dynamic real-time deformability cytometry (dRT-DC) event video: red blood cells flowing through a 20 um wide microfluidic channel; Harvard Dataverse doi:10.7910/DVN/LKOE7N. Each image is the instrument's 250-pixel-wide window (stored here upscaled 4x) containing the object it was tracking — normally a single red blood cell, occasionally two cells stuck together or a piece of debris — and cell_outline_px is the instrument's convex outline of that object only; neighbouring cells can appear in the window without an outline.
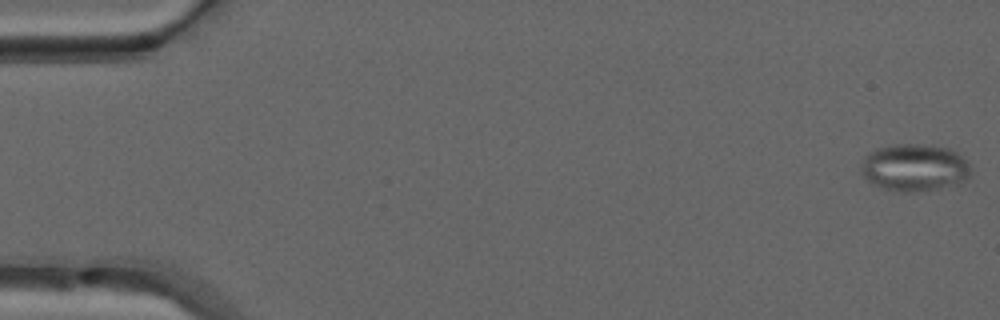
{"species": "common noctule bat (a hibernating species)", "species_latin": "Nyctalus noctula", "temperature_condition": "warm", "stored_images_in_passage": 51, "camera_frame_rate_fps": 3000, "um_per_image_px": 0.085, "animal": {"sex": "male", "forearm_length_mm": 52.5}, "frame": {"image": 1, "passage_image": 1, "time_ms": 0.0, "image_size_px": [1000, 320], "cell_outline_px": [[972, 172], [960, 184], [916, 192], [900, 192], [884, 188], [868, 180], [860, 172], [864, 156], [876, 148], [892, 144], [932, 144], [948, 148], [956, 152], [968, 164]], "centroid_in_image_um": [77.73, 14.23], "position_along_channel_um": 7.3, "area_um2": 30.29}}
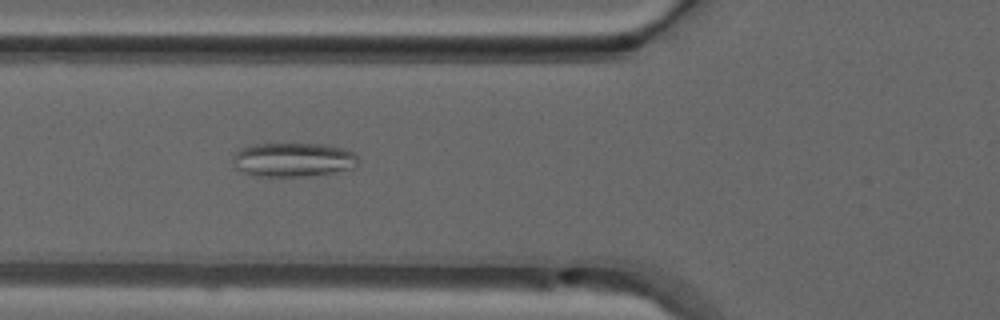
{"frame": {"image": 2, "passage_image": 19, "time_ms": 6.0, "image_size_px": [1000, 320], "cell_outline_px": [[356, 168], [332, 172], [300, 176], [260, 176], [244, 172], [236, 168], [232, 156], [240, 148], [256, 144], [324, 144], [344, 148], [352, 152], [356, 156]], "centroid_in_image_um": [24.91, 13.56], "position_along_channel_um": 100.9, "area_um2": 24.57}}
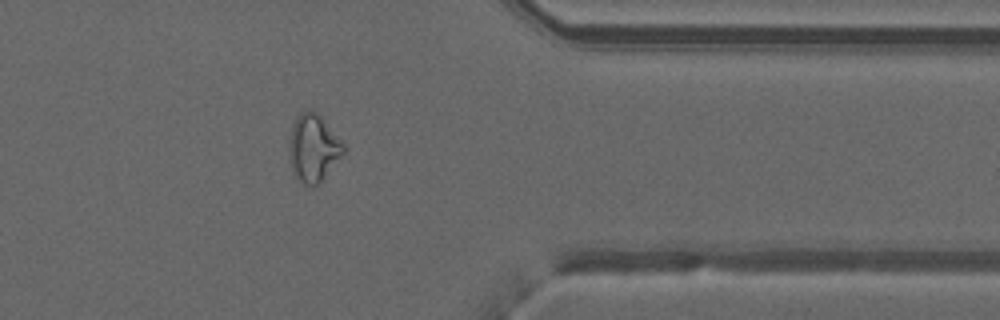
{"frame": {"image": 3, "passage_image": 41, "time_ms": 13.333, "image_size_px": [1000, 320], "cell_outline_px": [[344, 152], [320, 180], [316, 184], [304, 184], [296, 180], [292, 172], [288, 148], [292, 124], [300, 112], [316, 112], [324, 120], [344, 144]], "centroid_in_image_um": [26.58, 12.57], "position_along_channel_um": 384.8, "area_um2": 20.75}, "authors_computed_cell_mechanics": {"area_um2": 22.9466, "velocity_mm_per_s": 4.0537, "shape_relaxation_time_tau1_ms": null, "shape_relaxation_time_tau2_ms": 2.4982, "deformation_change_tau1": null, "deformation_change_tau2": 0.1084}}